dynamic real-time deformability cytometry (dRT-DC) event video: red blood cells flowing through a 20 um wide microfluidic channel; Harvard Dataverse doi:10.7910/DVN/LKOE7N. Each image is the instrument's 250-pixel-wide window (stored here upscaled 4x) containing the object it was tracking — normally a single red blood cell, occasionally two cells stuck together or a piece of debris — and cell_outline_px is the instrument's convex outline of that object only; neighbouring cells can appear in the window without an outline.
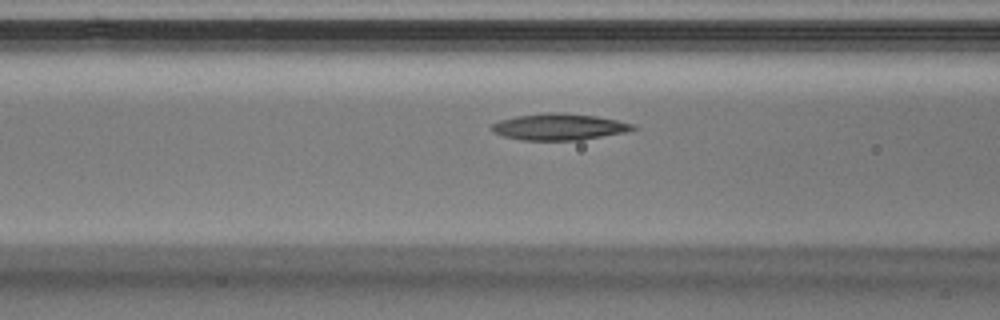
{"species": "Egyptian fruit bat (a non-hibernating species)", "species_latin": "Rousettus aegyptiacus", "temperature_condition": "warm", "stored_images_in_passage": 33, "camera_frame_rate_fps": 3000, "um_per_image_px": 0.085, "animal": {"sex": "male"}, "frame": {"image": 1, "passage_image": 14, "time_ms": 4.333, "image_size_px": [1000, 320], "cell_outline_px": [[636, 128], [628, 132], [580, 140], [520, 140], [504, 136], [488, 128], [492, 124], [500, 120], [516, 116], [556, 112], [560, 112], [596, 116], [616, 120], [632, 124]], "centroid_in_image_um": [47.52, 10.79], "position_along_channel_um": 119.1, "area_um2": 21.62}}
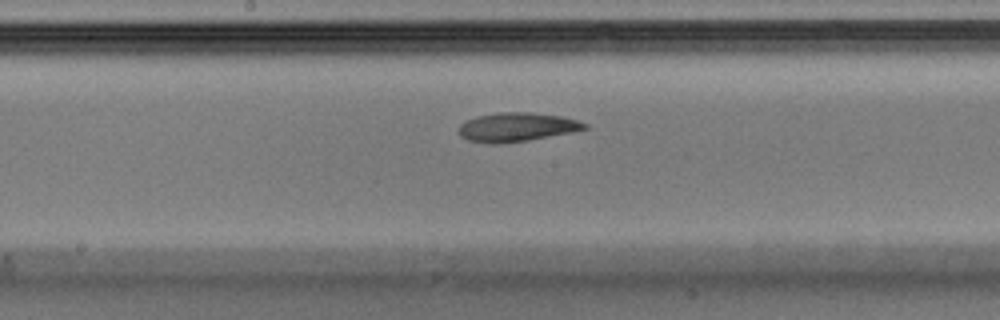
{"frame": {"image": 2, "passage_image": 19, "time_ms": 6.0, "image_size_px": [1000, 320], "cell_outline_px": [[588, 128], [572, 132], [528, 140], [500, 144], [492, 144], [468, 140], [460, 136], [460, 124], [464, 120], [476, 116], [500, 112], [528, 112], [560, 116], [576, 120], [588, 124]], "centroid_in_image_um": [43.9, 10.8], "position_along_channel_um": 204.3, "area_um2": 21.15}}
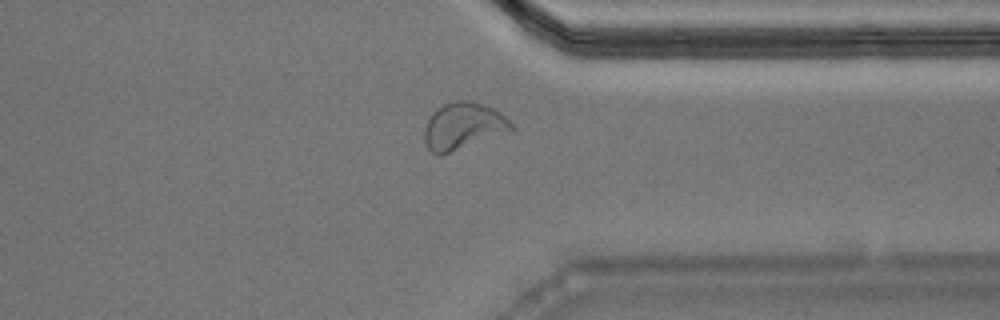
{"frame": {"image": 3, "passage_image": 29, "time_ms": 9.333, "image_size_px": [1000, 320], "cell_outline_px": [[516, 128], [440, 156], [436, 156], [428, 148], [424, 140], [424, 128], [432, 112], [436, 108], [444, 104], [456, 100], [468, 100], [492, 108], [500, 112]], "centroid_in_image_um": [39.31, 10.71], "position_along_channel_um": 372.1, "area_um2": 23.41}}